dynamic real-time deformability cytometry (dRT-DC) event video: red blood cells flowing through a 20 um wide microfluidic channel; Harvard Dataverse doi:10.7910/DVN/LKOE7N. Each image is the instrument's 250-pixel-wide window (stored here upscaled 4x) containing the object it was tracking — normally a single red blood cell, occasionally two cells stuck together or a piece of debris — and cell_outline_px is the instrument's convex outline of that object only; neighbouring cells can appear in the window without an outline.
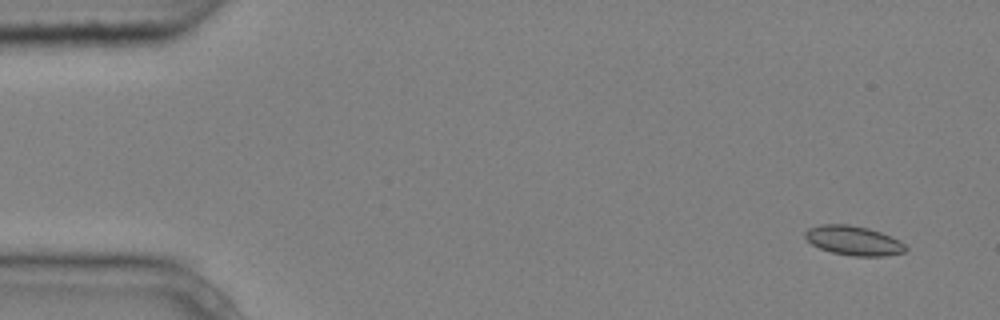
{"species": "common noctule bat (a hibernating species)", "species_latin": "Nyctalus noctula", "temperature_condition": "cold", "stored_images_in_passage": 5, "camera_frame_rate_fps": 3000, "um_per_image_px": 0.085, "animal": {"sex": "male", "body_mass_g": 20.4}, "frame": {"image": 1, "passage_image": 1, "time_ms": 0.0, "image_size_px": [1000, 320], "cell_outline_px": [[908, 248], [904, 252], [884, 256], [852, 256], [832, 252], [820, 248], [812, 244], [804, 236], [804, 232], [808, 228], [820, 224], [848, 224], [868, 228], [880, 232], [900, 240]], "centroid_in_image_um": [72.55, 20.44], "position_along_channel_um": 12.5, "area_um2": 17.22}}
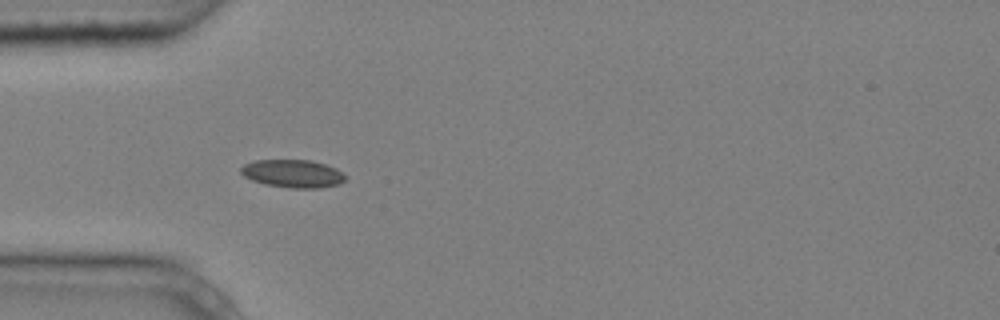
{"frame": {"image": 2, "passage_image": 4, "time_ms": 1.0, "image_size_px": [1000, 320], "cell_outline_px": [[348, 176], [340, 184], [320, 188], [288, 188], [264, 184], [252, 180], [244, 176], [240, 172], [240, 168], [244, 164], [256, 160], [312, 160], [336, 168]], "centroid_in_image_um": [24.9, 14.76], "position_along_channel_um": 60.1, "area_um2": 17.17}}
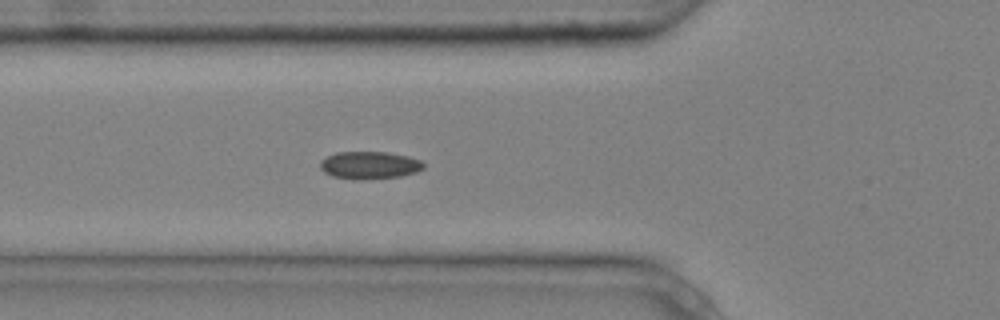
{"frame": {"image": 3, "passage_image": 5, "time_ms": 1.333, "image_size_px": [1000, 320], "cell_outline_px": [[424, 168], [416, 172], [400, 176], [332, 176], [324, 172], [320, 168], [320, 160], [336, 152], [388, 152], [408, 156], [420, 160], [424, 164]], "centroid_in_image_um": [31.43, 13.97], "position_along_channel_um": 94.4, "area_um2": 15.61}}